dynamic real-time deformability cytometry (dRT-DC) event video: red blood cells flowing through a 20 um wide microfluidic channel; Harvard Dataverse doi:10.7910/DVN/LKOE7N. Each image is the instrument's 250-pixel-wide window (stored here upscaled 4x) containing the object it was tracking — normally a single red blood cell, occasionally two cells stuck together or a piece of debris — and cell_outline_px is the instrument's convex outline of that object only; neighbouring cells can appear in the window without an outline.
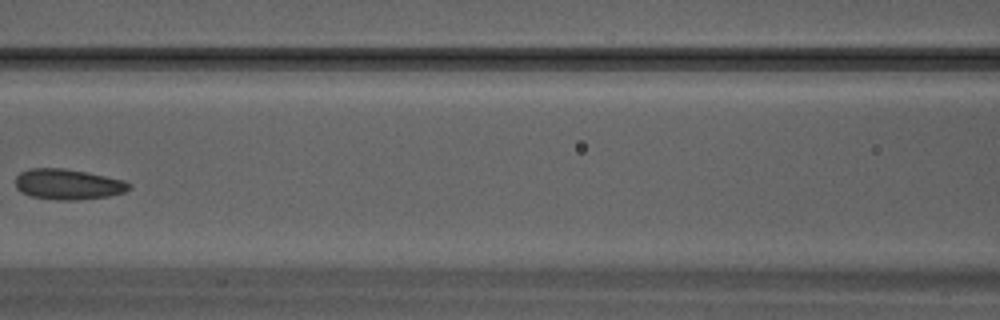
{"species": "Egyptian fruit bat (a non-hibernating species)", "species_latin": "Rousettus aegyptiacus", "temperature_condition": "warm", "stored_images_in_passage": 30, "camera_frame_rate_fps": 3000, "um_per_image_px": 0.085, "animal": {"sex": "male"}, "frame": {"image": 1, "passage_image": 13, "time_ms": 4.0, "image_size_px": [1000, 320], "cell_outline_px": [[132, 188], [124, 192], [108, 196], [76, 200], [56, 200], [32, 196], [20, 192], [16, 188], [16, 176], [20, 172], [28, 168], [64, 168], [88, 172], [124, 180], [132, 184]], "centroid_in_image_um": [5.78, 15.65], "position_along_channel_um": 160.8, "area_um2": 20.4}}
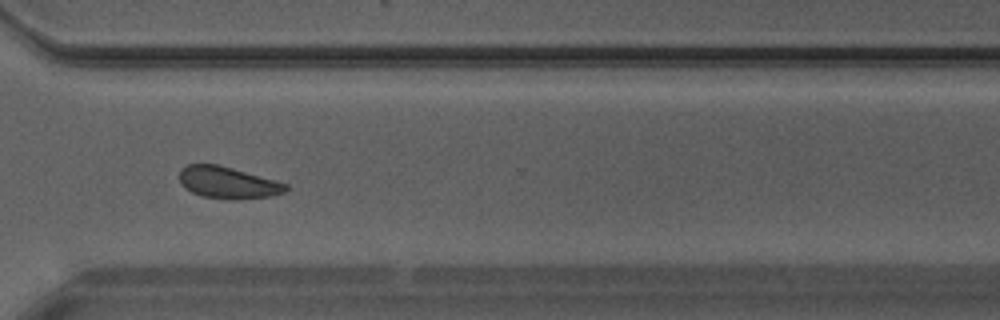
{"frame": {"image": 2, "passage_image": 22, "time_ms": 7.0, "image_size_px": [1000, 320], "cell_outline_px": [[288, 188], [284, 192], [272, 196], [236, 200], [228, 200], [200, 196], [184, 188], [180, 184], [180, 168], [188, 164], [220, 164], [276, 180], [288, 184]], "centroid_in_image_um": [19.36, 15.52], "position_along_channel_um": 351.2, "area_um2": 20.11}}
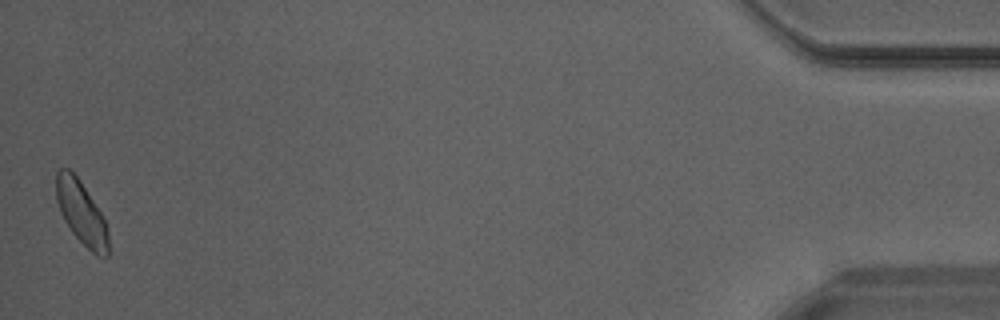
{"frame": {"image": 3, "passage_image": 30, "time_ms": 9.667, "image_size_px": [1000, 320], "cell_outline_px": [[108, 256], [96, 256], [72, 232], [64, 220], [60, 212], [56, 200], [56, 172], [60, 168], [68, 168], [80, 180], [100, 212], [104, 220], [108, 232]], "centroid_in_image_um": [6.89, 18.07], "position_along_channel_um": 428.3, "area_um2": 18.96}}